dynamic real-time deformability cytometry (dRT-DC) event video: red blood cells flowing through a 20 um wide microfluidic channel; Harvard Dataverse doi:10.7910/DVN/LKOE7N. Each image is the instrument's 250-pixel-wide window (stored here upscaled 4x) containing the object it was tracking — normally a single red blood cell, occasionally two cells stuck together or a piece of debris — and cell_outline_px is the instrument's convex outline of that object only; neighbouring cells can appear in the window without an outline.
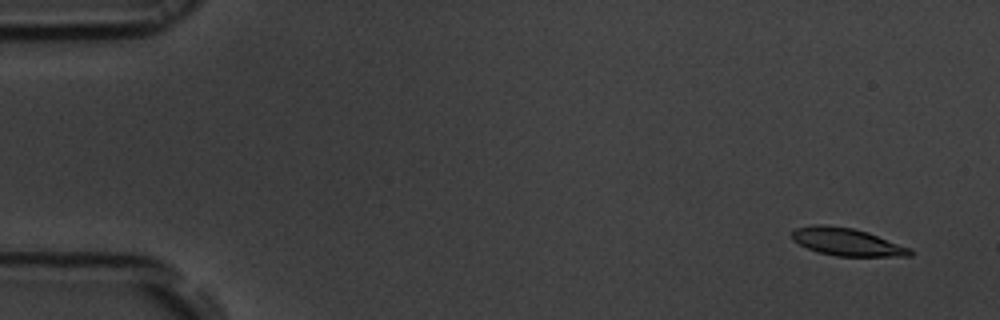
{"species": "common noctule bat (a hibernating species)", "species_latin": "Nyctalus noctula", "temperature_condition": "room temperature", "stored_images_in_passage": 54, "camera_frame_rate_fps": 3000, "um_per_image_px": 0.085, "animal": {"sex": "male", "body_mass_g": 19.5, "forearm_length_mm": 54.6}, "frame": {"image": 1, "passage_image": 2, "time_ms": 0.333, "image_size_px": [1000, 320], "cell_outline_px": [[912, 256], [836, 256], [816, 252], [792, 240], [792, 232], [796, 228], [812, 224], [820, 224], [852, 228], [868, 232], [912, 248]], "centroid_in_image_um": [71.99, 20.56], "position_along_channel_um": 13.0, "area_um2": 19.07}}
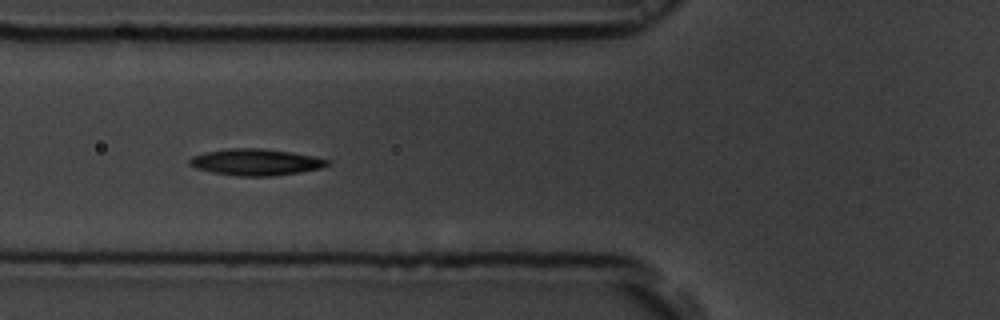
{"frame": {"image": 2, "passage_image": 19, "time_ms": 6.0, "image_size_px": [1000, 320], "cell_outline_px": [[328, 164], [320, 168], [300, 172], [272, 176], [240, 176], [212, 172], [196, 168], [188, 164], [188, 160], [192, 156], [204, 152], [232, 148], [260, 148], [292, 152], [316, 156], [328, 160]], "centroid_in_image_um": [21.72, 13.77], "position_along_channel_um": 104.1, "area_um2": 21.21}}
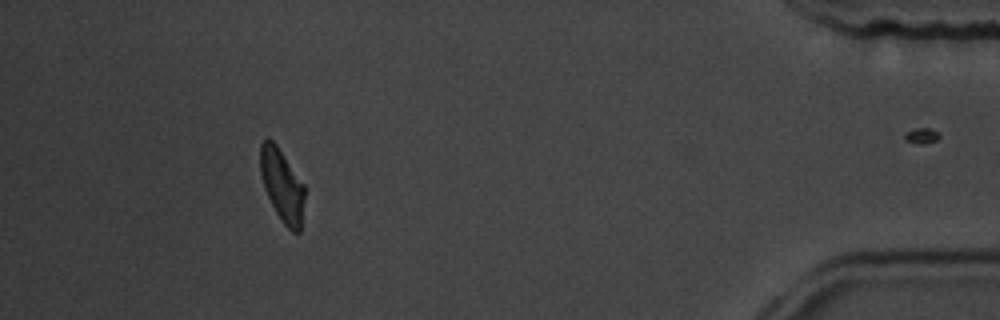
{"frame": {"image": 3, "passage_image": 48, "time_ms": 15.667, "image_size_px": [1000, 320], "cell_outline_px": [[304, 200], [300, 232], [292, 232], [284, 224], [276, 212], [264, 188], [260, 172], [260, 144], [268, 136], [276, 144], [304, 184]], "centroid_in_image_um": [23.97, 15.73], "position_along_channel_um": 411.2, "area_um2": 18.61}, "authors_computed_cell_mechanics": {"area_um2": 20.1433, "velocity_mm_per_s": 3.7907, "shape_relaxation_time_tau1_ms": 2.9309, "shape_relaxation_time_tau2_ms": 5.5396, "deformation_change_tau1": 0.1441, "deformation_change_tau2": 0.1097}}